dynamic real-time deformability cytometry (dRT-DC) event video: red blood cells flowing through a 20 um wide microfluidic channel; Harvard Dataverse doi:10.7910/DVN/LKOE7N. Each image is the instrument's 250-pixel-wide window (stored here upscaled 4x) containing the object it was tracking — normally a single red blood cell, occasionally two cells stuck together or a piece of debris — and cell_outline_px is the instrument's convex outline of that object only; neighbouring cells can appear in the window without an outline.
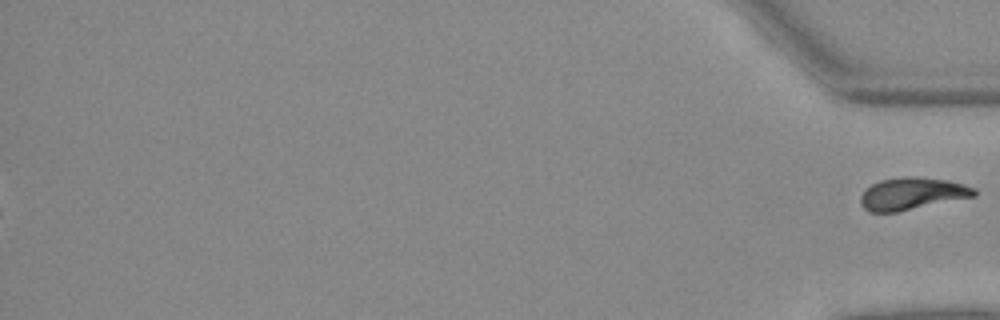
{"species": "Egyptian fruit bat (a non-hibernating species)", "species_latin": "Rousettus aegyptiacus", "temperature_condition": "warm", "stored_images_in_passage": 52, "segment_of_instrument_passage": [2, 2], "camera_frame_rate_fps": 3000, "um_per_image_px": 0.085, "animal": {"sex": "female"}, "frame": {"image": 1, "passage_image": 52, "time_ms": 17.0, "image_size_px": [1000, 320], "cell_outline_px": [[976, 196], [896, 212], [868, 212], [860, 204], [860, 196], [872, 184], [880, 180], [904, 176], [916, 176], [948, 180], [964, 184], [976, 188]], "centroid_in_image_um": [77.54, 16.45], "position_along_channel_um": 357.7, "area_um2": 21.39}}